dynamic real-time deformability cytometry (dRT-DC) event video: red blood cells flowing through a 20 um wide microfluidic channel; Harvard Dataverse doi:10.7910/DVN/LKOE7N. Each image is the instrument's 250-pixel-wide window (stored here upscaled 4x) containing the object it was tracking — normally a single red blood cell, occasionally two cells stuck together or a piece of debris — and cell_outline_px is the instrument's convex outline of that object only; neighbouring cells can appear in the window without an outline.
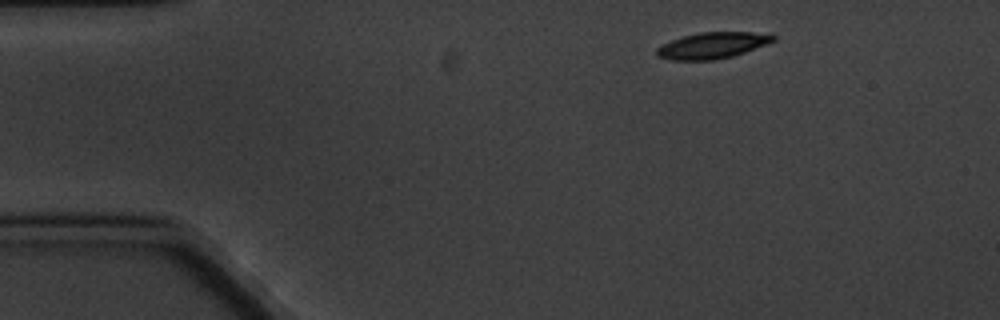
{"species": "common noctule bat (a hibernating species)", "species_latin": "Nyctalus noctula", "temperature_condition": "cold", "stored_images_in_passage": 6, "camera_frame_rate_fps": 3000, "um_per_image_px": 0.085, "animal": {"sex": "male", "body_mass_g": 20.1, "forearm_length_mm": 53.5}, "frame": {"image": 1, "passage_image": 1, "time_ms": 0.0, "image_size_px": [1000, 320], "cell_outline_px": [[776, 40], [744, 52], [732, 56], [712, 60], [672, 60], [656, 56], [656, 48], [672, 40], [684, 36], [700, 32], [752, 32], [776, 36]], "centroid_in_image_um": [60.52, 3.86], "position_along_channel_um": 24.5, "area_um2": 17.51}}
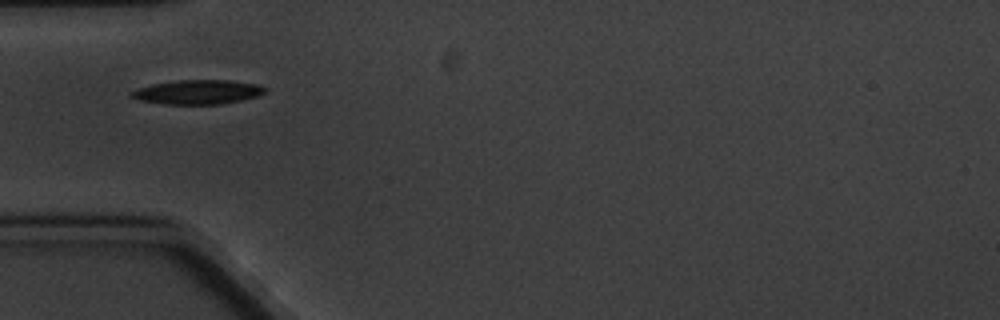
{"frame": {"image": 2, "passage_image": 3, "time_ms": 3.333, "image_size_px": [1000, 320], "cell_outline_px": [[268, 88], [264, 92], [256, 96], [240, 100], [220, 104], [164, 104], [136, 100], [128, 96], [128, 92], [136, 88], [152, 84], [176, 80], [228, 80], [256, 84]], "centroid_in_image_um": [16.7, 7.82], "position_along_channel_um": 68.3, "area_um2": 19.02}}